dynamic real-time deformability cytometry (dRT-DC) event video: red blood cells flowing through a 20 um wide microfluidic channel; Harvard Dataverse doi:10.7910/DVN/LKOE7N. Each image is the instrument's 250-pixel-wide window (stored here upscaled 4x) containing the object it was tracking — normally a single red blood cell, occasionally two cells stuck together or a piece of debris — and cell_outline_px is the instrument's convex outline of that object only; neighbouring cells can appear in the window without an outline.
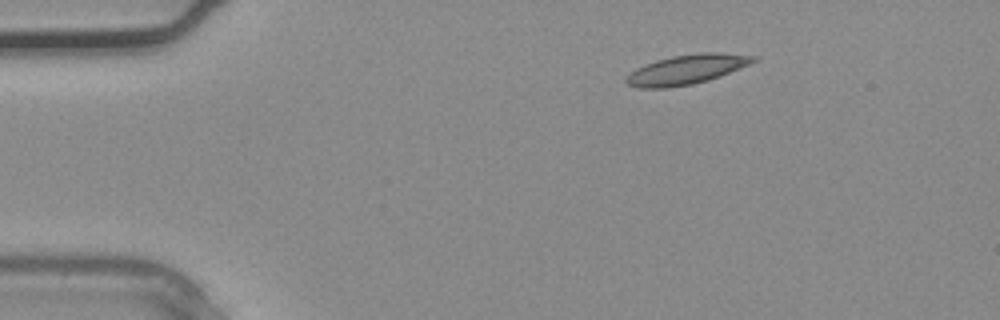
{"species": "common noctule bat (a hibernating species)", "species_latin": "Nyctalus noctula", "temperature_condition": "warm", "stored_images_in_passage": 2, "camera_frame_rate_fps": 3000, "um_per_image_px": 0.085, "animal": {"sex": "male", "body_mass_g": 20.4}, "frame": {"image": 1, "passage_image": 2, "time_ms": 0.333, "image_size_px": [1000, 320], "cell_outline_px": [[756, 60], [740, 68], [720, 76], [708, 80], [692, 84], [668, 88], [640, 88], [628, 84], [624, 80], [624, 76], [636, 68], [656, 60], [672, 56], [700, 52], [720, 52], [756, 56]], "centroid_in_image_um": [58.32, 5.9], "position_along_channel_um": 26.7, "area_um2": 21.91}}